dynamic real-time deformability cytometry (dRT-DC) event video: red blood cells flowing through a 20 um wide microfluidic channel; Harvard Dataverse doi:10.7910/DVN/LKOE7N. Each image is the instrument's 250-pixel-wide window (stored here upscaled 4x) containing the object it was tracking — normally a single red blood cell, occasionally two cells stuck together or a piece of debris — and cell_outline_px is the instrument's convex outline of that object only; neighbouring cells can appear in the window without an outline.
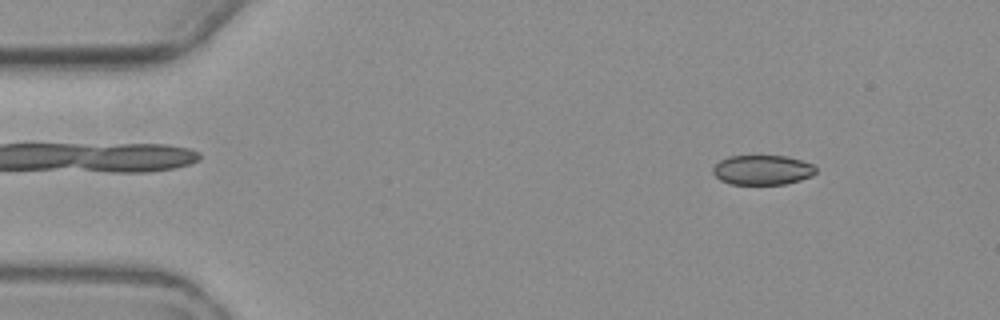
{"species": "common noctule bat (a hibernating species)", "species_latin": "Nyctalus noctula", "temperature_condition": "warm", "stored_images_in_passage": 8, "camera_frame_rate_fps": 3000, "um_per_image_px": 0.085, "animal": {"sex": "female", "body_mass_g": 19.3, "forearm_length_mm": 54.1}, "frame": {"image": 1, "passage_image": 2, "time_ms": 1.0, "image_size_px": [1000, 320], "cell_outline_px": [[816, 172], [812, 176], [800, 180], [784, 184], [728, 184], [720, 180], [712, 172], [712, 168], [720, 160], [728, 156], [784, 156], [800, 160], [812, 164], [816, 168]], "centroid_in_image_um": [64.78, 14.45], "position_along_channel_um": 20.2, "area_um2": 17.8}}
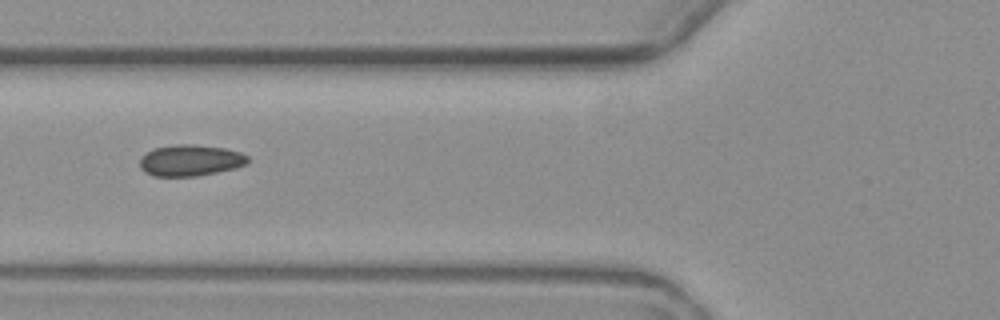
{"frame": {"image": 2, "passage_image": 6, "time_ms": 6.0, "image_size_px": [1000, 320], "cell_outline_px": [[248, 164], [236, 168], [196, 176], [152, 176], [144, 172], [140, 168], [140, 156], [152, 148], [176, 144], [192, 144], [224, 148], [240, 152], [248, 156]], "centroid_in_image_um": [16.15, 13.63], "position_along_channel_um": 109.7, "area_um2": 19.88}}
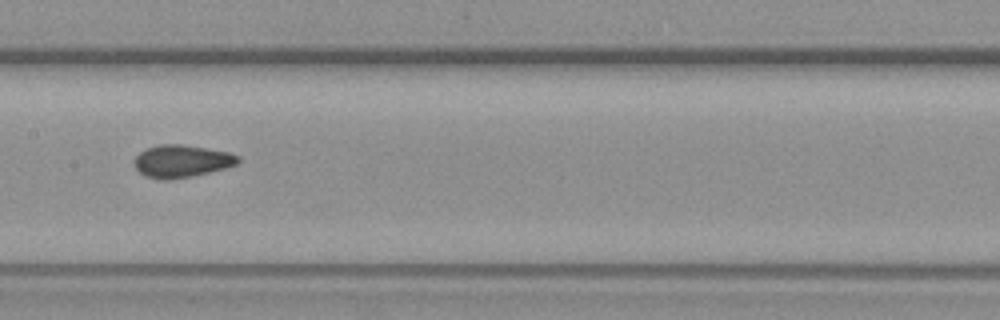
{"frame": {"image": 3, "passage_image": 8, "time_ms": 8.333, "image_size_px": [1000, 320], "cell_outline_px": [[240, 160], [236, 164], [224, 168], [192, 176], [168, 180], [160, 180], [144, 176], [132, 164], [132, 160], [140, 152], [148, 148], [160, 144], [180, 144], [228, 152], [240, 156]], "centroid_in_image_um": [15.39, 13.71], "position_along_channel_um": 192.0, "area_um2": 19.59}}